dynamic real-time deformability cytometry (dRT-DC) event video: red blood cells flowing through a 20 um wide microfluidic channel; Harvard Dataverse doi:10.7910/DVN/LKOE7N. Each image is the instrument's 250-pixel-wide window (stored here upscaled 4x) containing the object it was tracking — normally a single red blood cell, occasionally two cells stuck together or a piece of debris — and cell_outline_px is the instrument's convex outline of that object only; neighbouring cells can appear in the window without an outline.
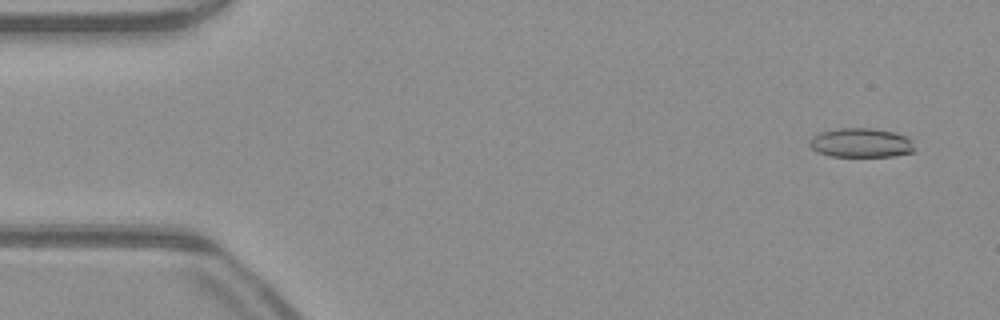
{"species": "common noctule bat (a hibernating species)", "species_latin": "Nyctalus noctula", "temperature_condition": "warm", "stored_images_in_passage": 51, "camera_frame_rate_fps": 3000, "um_per_image_px": 0.085, "animal": {"sex": "male", "body_mass_g": 23.1, "forearm_length_mm": 52.7}, "frame": {"image": 1, "passage_image": 3, "time_ms": 0.667, "image_size_px": [1000, 320], "cell_outline_px": [[916, 152], [896, 156], [832, 156], [820, 152], [812, 148], [808, 144], [808, 140], [812, 136], [820, 132], [840, 128], [876, 128], [896, 132], [912, 140], [916, 148]], "centroid_in_image_um": [73.24, 12.13], "position_along_channel_um": 11.8, "area_um2": 18.15}}
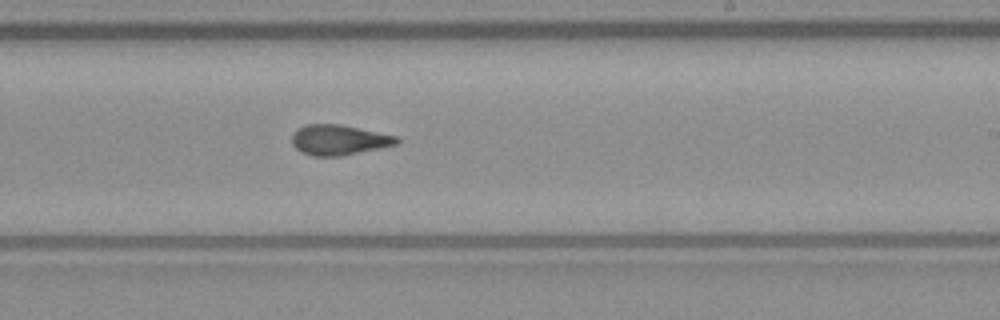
{"frame": {"image": 2, "passage_image": 30, "time_ms": 9.667, "image_size_px": [1000, 320], "cell_outline_px": [[400, 140], [396, 144], [380, 148], [340, 156], [312, 156], [300, 152], [292, 144], [292, 132], [296, 128], [304, 124], [340, 124], [396, 136]], "centroid_in_image_um": [28.74, 11.89], "position_along_channel_um": 260.3, "area_um2": 18.5}}
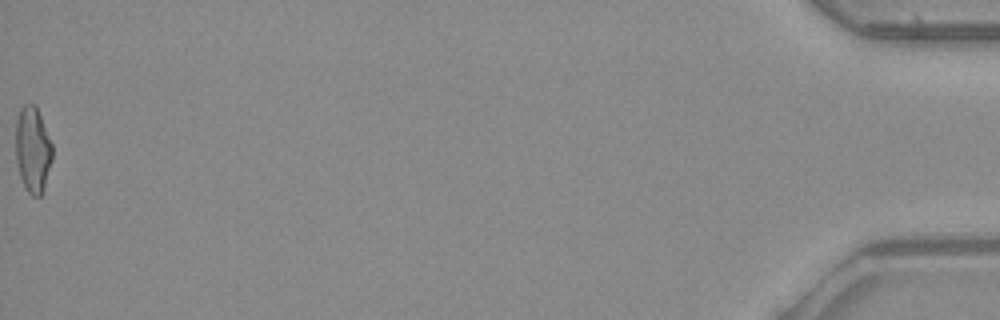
{"frame": {"image": 3, "passage_image": 51, "time_ms": 16.667, "image_size_px": [1000, 320], "cell_outline_px": [[52, 160], [44, 188], [40, 196], [32, 196], [28, 192], [20, 176], [16, 160], [16, 120], [20, 108], [24, 104], [36, 104], [52, 144]], "centroid_in_image_um": [2.78, 12.69], "position_along_channel_um": 432.4, "area_um2": 18.32}, "authors_computed_cell_mechanics": {"area_um2": 18.3226, "velocity_mm_per_s": 4.0812, "shape_relaxation_time_tau1_ms": null, "shape_relaxation_time_tau2_ms": 2.3191, "deformation_change_tau1": null, "deformation_change_tau2": 0.1101}}